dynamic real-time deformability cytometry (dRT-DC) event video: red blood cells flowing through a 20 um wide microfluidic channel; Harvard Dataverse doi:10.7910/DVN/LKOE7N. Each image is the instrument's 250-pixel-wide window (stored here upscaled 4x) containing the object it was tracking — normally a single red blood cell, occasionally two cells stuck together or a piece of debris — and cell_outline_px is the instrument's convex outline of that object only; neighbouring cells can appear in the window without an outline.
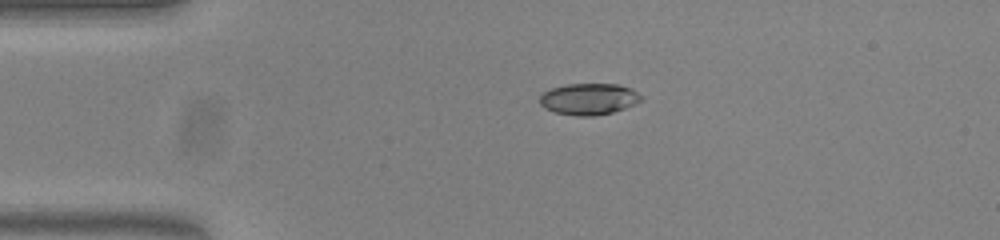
{"species": "common noctule bat (a hibernating species)", "species_latin": "Nyctalus noctula", "temperature_condition": "warm", "stored_images_in_passage": 43, "camera_frame_rate_fps": 3000, "um_per_image_px": 0.085, "animal": {"sex": "female", "body_mass_g": 23.0, "forearm_length_mm": 53.4}, "frame": {"image": 1, "passage_image": 1, "time_ms": 0.0, "image_size_px": [1000, 240], "cell_outline_px": [[644, 100], [636, 104], [612, 112], [592, 116], [576, 116], [556, 112], [544, 108], [540, 104], [540, 96], [544, 92], [552, 88], [568, 84], [620, 84], [632, 88], [644, 96]], "centroid_in_image_um": [50.11, 8.41], "position_along_channel_um": 34.9, "area_um2": 18.73}}
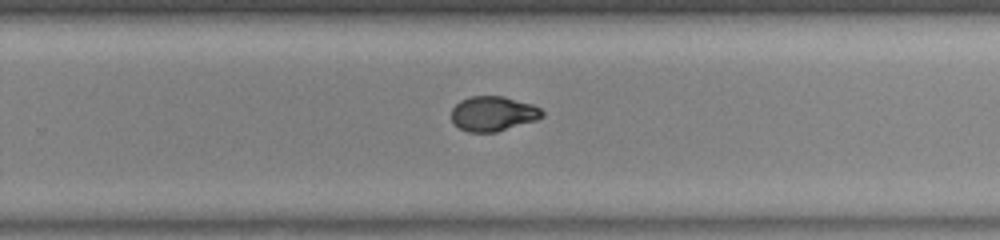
{"frame": {"image": 2, "passage_image": 24, "time_ms": 7.667, "image_size_px": [1000, 240], "cell_outline_px": [[544, 116], [536, 120], [496, 132], [468, 132], [452, 124], [452, 108], [460, 100], [472, 96], [504, 96], [532, 104], [540, 108], [544, 112]], "centroid_in_image_um": [41.91, 9.66], "position_along_channel_um": 287.9, "area_um2": 18.5}}
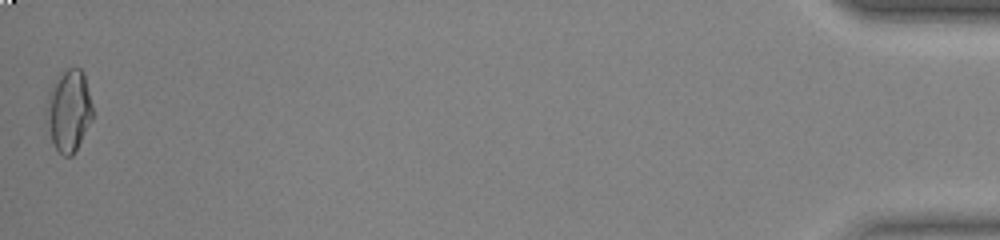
{"frame": {"image": 3, "passage_image": 43, "time_ms": 14.0, "image_size_px": [1000, 240], "cell_outline_px": [[92, 120], [72, 156], [64, 156], [56, 148], [52, 140], [48, 124], [48, 92], [52, 84], [68, 68], [80, 68], [84, 72], [92, 104]], "centroid_in_image_um": [5.88, 9.39], "position_along_channel_um": 429.3, "area_um2": 21.39}, "authors_computed_cell_mechanics": {"area_um2": 19.1896, "velocity_mm_per_s": 3.8048, "shape_relaxation_time_tau1_ms": 6.0677, "shape_relaxation_time_tau2_ms": 1.3652, "deformation_change_tau1": 0.2008, "deformation_change_tau2": 0.0508}}